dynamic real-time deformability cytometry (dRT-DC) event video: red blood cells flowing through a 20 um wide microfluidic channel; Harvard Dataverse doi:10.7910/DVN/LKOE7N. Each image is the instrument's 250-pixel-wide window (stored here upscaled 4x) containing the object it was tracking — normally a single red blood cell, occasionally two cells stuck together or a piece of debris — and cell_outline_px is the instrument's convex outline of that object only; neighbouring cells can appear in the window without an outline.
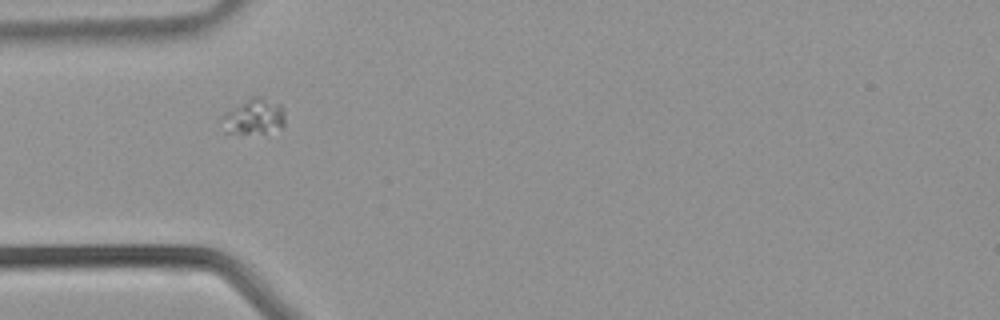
{"species": "common noctule bat (a hibernating species)", "species_latin": "Nyctalus noctula", "temperature_condition": "warm", "stored_images_in_passage": 28, "camera_frame_rate_fps": 3000, "um_per_image_px": 0.085, "animal": {"sex": "male", "body_mass_g": 21.5, "forearm_length_mm": 52.0}, "frame": {"image": 1, "passage_image": 1, "time_ms": 0.0, "image_size_px": [1000, 320], "cell_outline_px": [[284, 124], [280, 128], [264, 132], [228, 132], [224, 116], [228, 112], [252, 96], [260, 96], [280, 104], [284, 112]], "centroid_in_image_um": [21.7, 9.87], "position_along_channel_um": 63.3, "area_um2": 12.14}}
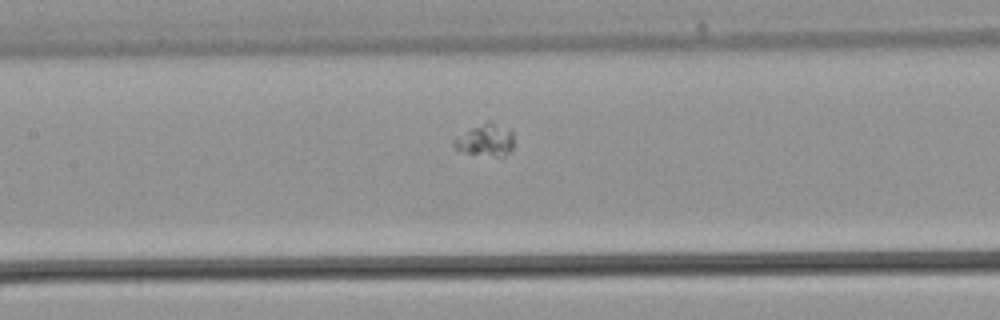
{"frame": {"image": 2, "passage_image": 7, "time_ms": 2.0, "image_size_px": [1000, 320], "cell_outline_px": [[512, 148], [504, 156], [496, 156], [468, 152], [456, 148], [452, 144], [452, 140], [456, 136], [472, 128], [484, 124], [492, 124], [508, 128], [512, 132]], "centroid_in_image_um": [41.25, 11.93], "position_along_channel_um": 166.1, "area_um2": 10.52}}
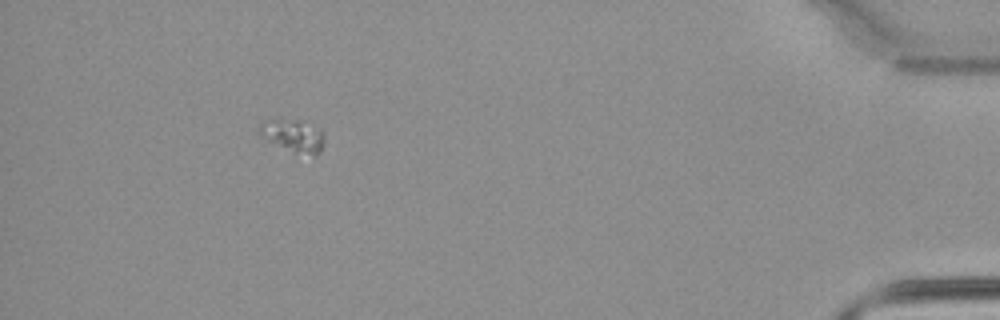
{"frame": {"image": 3, "passage_image": 25, "time_ms": 8.0, "image_size_px": [1000, 320], "cell_outline_px": [[324, 140], [320, 152], [316, 156], [296, 152], [268, 140], [260, 136], [256, 128], [264, 120], [280, 116], [300, 120], [324, 132]], "centroid_in_image_um": [24.87, 11.46], "position_along_channel_um": 410.3, "area_um2": 12.54}}